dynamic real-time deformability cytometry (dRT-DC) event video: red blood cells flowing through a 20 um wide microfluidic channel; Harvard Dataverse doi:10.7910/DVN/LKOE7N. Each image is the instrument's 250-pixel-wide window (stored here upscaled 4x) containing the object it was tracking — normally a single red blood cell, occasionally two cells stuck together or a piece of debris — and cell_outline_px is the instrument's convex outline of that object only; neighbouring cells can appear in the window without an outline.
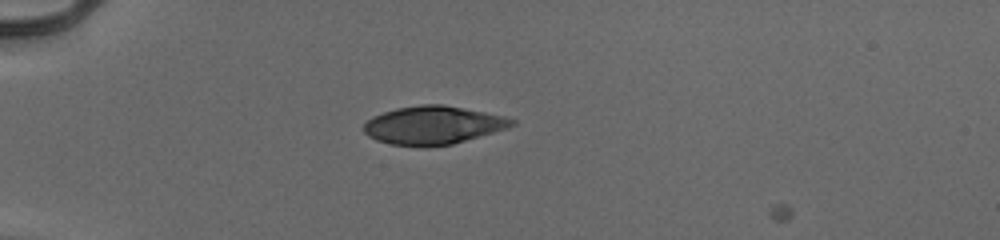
{"species": "human", "species_latin": "Homo sapiens", "temperature_condition": "cold", "stored_images_in_passage": 38, "camera_frame_rate_fps": 3000, "um_per_image_px": 0.085, "donor": {"sex": "male"}, "frame": {"image": 1, "passage_image": 1, "time_ms": 0.0, "image_size_px": [1000, 240], "cell_outline_px": [[516, 124], [508, 128], [452, 144], [428, 148], [420, 148], [392, 144], [376, 140], [368, 136], [364, 132], [364, 124], [372, 116], [396, 108], [420, 104], [444, 104], [504, 116], [516, 120]], "centroid_in_image_um": [36.81, 10.65], "position_along_channel_um": 48.2, "area_um2": 33.29}}
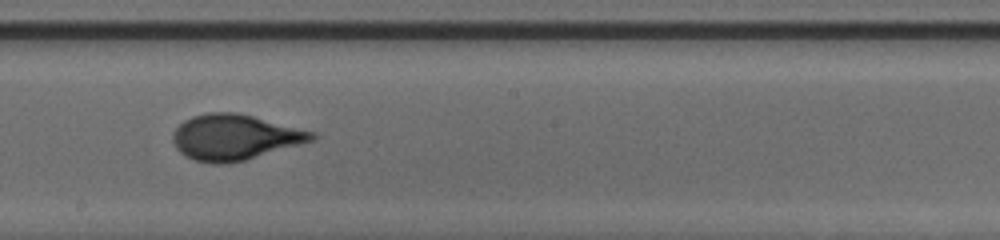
{"frame": {"image": 2, "passage_image": 17, "time_ms": 5.333, "image_size_px": [1000, 240], "cell_outline_px": [[320, 136], [316, 140], [244, 160], [224, 164], [212, 164], [196, 160], [184, 156], [176, 148], [172, 140], [172, 132], [184, 120], [192, 116], [208, 112], [236, 112], [316, 132]], "centroid_in_image_um": [19.96, 11.66], "position_along_channel_um": 228.2, "area_um2": 37.05}}
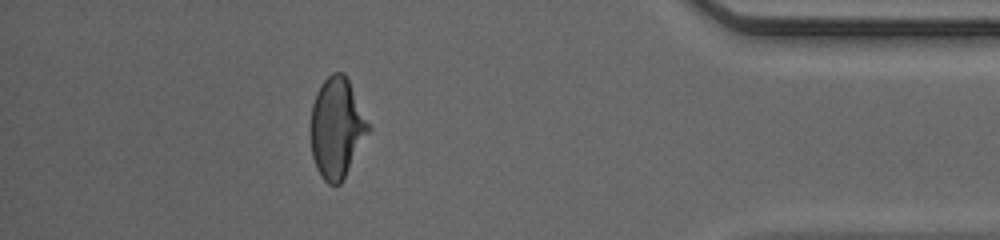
{"frame": {"image": 3, "passage_image": 33, "time_ms": 10.667, "image_size_px": [1000, 240], "cell_outline_px": [[372, 128], [340, 184], [328, 184], [320, 176], [316, 168], [312, 156], [312, 104], [316, 92], [320, 84], [332, 72], [344, 72]], "centroid_in_image_um": [28.64, 10.86], "position_along_channel_um": 406.6, "area_um2": 33.47}, "authors_computed_cell_mechanics": {"area_um2": 35.3158, "velocity_mm_per_s": 3.9732, "shape_relaxation_time_tau1_ms": 4.0852, "shape_relaxation_time_tau2_ms": null, "deformation_change_tau1": 0.1821, "deformation_change_tau2": null}}